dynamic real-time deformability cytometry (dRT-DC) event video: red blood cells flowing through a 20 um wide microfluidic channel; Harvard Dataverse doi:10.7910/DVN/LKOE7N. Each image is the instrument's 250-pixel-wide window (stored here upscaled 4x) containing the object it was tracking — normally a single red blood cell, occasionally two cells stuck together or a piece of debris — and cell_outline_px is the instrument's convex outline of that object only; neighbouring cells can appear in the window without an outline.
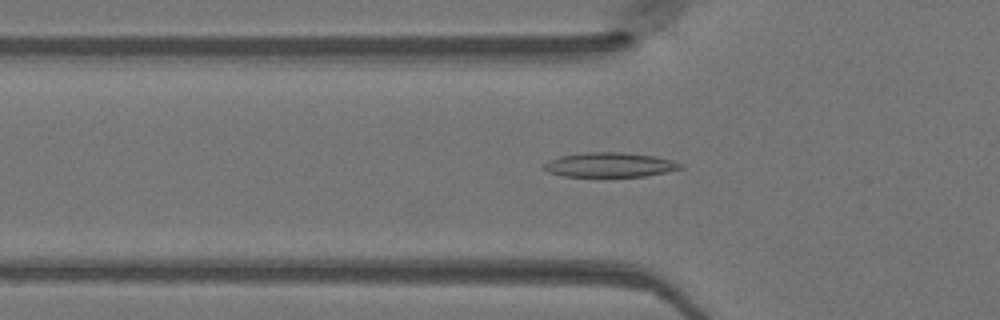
{"species": "Egyptian fruit bat (a non-hibernating species)", "species_latin": "Rousettus aegyptiacus", "temperature_condition": "warm", "stored_images_in_passage": 49, "camera_frame_rate_fps": 3000, "um_per_image_px": 0.085, "animal": {"sex": "female"}, "frame": {"image": 1, "passage_image": 16, "time_ms": 5.0, "image_size_px": [1000, 320], "cell_outline_px": [[684, 168], [644, 176], [564, 176], [548, 172], [544, 168], [544, 164], [548, 160], [560, 156], [588, 152], [620, 152], [656, 156], [672, 160], [684, 164]], "centroid_in_image_um": [51.85, 14.0], "position_along_channel_um": 73.9, "area_um2": 19.42}}
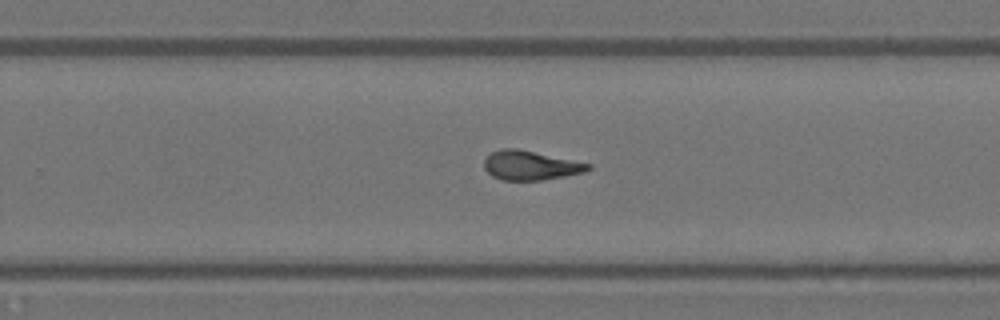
{"frame": {"image": 2, "passage_image": 31, "time_ms": 10.0, "image_size_px": [1000, 320], "cell_outline_px": [[592, 168], [584, 172], [564, 176], [540, 180], [500, 180], [492, 176], [484, 168], [484, 160], [492, 152], [500, 148], [516, 148], [592, 164]], "centroid_in_image_um": [45.07, 14.06], "position_along_channel_um": 284.7, "area_um2": 17.63}}
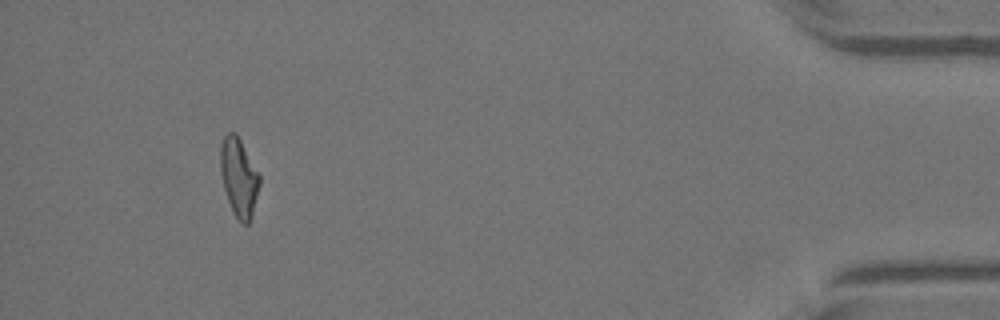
{"frame": {"image": 3, "passage_image": 45, "time_ms": 14.667, "image_size_px": [1000, 320], "cell_outline_px": [[260, 184], [252, 216], [248, 224], [244, 224], [232, 212], [224, 188], [220, 172], [220, 144], [224, 136], [228, 132], [236, 132], [260, 176]], "centroid_in_image_um": [20.29, 15.05], "position_along_channel_um": 414.9, "area_um2": 17.8}}